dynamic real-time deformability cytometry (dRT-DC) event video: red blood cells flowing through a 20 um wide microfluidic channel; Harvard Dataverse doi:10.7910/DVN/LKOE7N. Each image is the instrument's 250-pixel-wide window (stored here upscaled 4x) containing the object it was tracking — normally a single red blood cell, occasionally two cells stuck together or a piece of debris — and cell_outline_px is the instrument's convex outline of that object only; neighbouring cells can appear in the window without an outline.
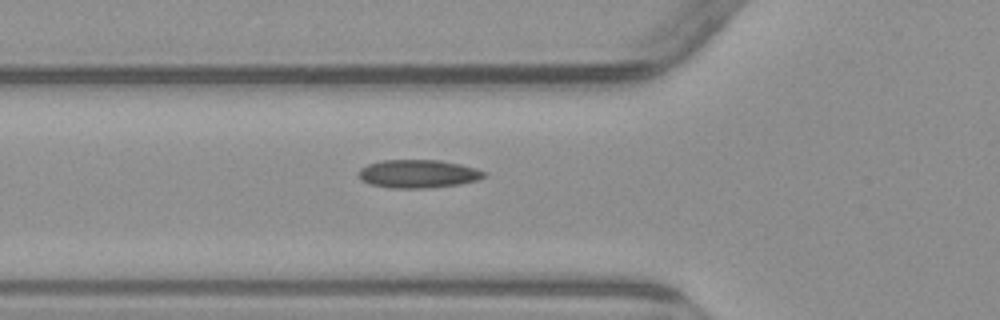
{"species": "common noctule bat (a hibernating species)", "species_latin": "Nyctalus noctula", "temperature_condition": "warm", "stored_images_in_passage": 3, "camera_frame_rate_fps": 3000, "um_per_image_px": 0.085, "animal": {"sex": "male", "body_mass_g": 23.1, "forearm_length_mm": 52.7}, "frame": {"image": 1, "passage_image": 3, "time_ms": 3.333, "image_size_px": [1000, 320], "cell_outline_px": [[484, 176], [480, 180], [460, 184], [428, 188], [388, 188], [368, 184], [360, 180], [360, 168], [368, 164], [380, 160], [440, 160], [460, 164], [476, 168], [484, 172]], "centroid_in_image_um": [35.52, 14.78], "position_along_channel_um": 90.3, "area_um2": 20.75}}